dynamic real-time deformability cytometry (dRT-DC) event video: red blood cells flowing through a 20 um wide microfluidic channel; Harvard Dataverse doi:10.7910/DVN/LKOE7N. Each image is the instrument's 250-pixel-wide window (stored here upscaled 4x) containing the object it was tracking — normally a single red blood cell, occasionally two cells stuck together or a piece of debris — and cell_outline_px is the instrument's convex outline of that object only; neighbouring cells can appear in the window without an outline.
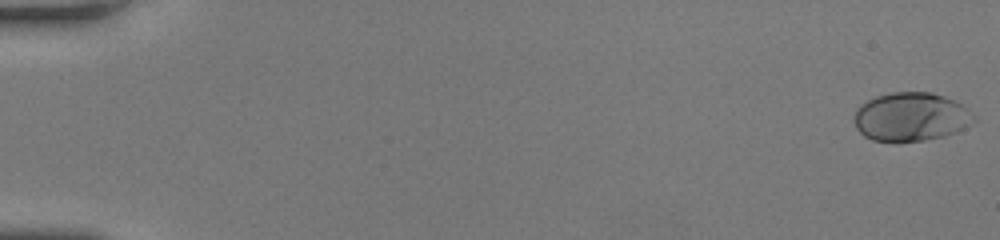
{"species": "human", "species_latin": "Homo sapiens", "temperature_condition": "room temperature", "stored_images_in_passage": 12, "camera_frame_rate_fps": 3000, "um_per_image_px": 0.085, "donor": {"sex": "female"}, "frame": {"image": 1, "passage_image": 1, "time_ms": 0.0, "image_size_px": [1000, 240], "cell_outline_px": [[976, 120], [972, 124], [956, 132], [944, 136], [924, 140], [872, 140], [864, 136], [856, 128], [852, 120], [856, 108], [860, 104], [876, 96], [892, 92], [932, 92], [956, 100], [968, 108], [976, 116]], "centroid_in_image_um": [77.45, 9.91], "position_along_channel_um": 7.6, "area_um2": 34.16}}